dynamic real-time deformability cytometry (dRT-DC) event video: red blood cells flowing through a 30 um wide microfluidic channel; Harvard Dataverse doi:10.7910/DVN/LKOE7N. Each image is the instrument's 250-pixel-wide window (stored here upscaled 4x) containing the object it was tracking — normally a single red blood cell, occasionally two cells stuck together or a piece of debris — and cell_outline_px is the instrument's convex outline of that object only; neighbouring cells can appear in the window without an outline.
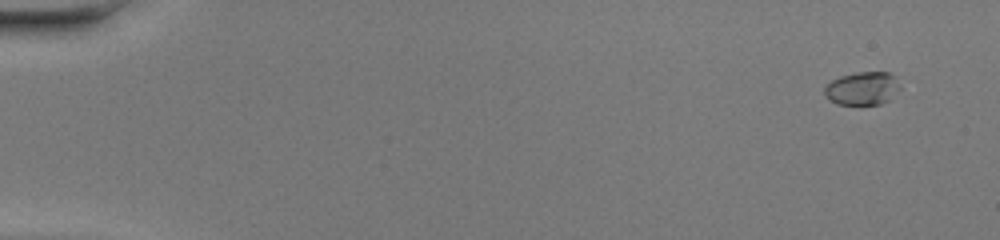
{"species": "common noctule bat (a hibernating species)", "species_latin": "Nyctalus noctula", "temperature_condition": "warm", "stored_images_in_passage": 17, "camera_frame_rate_fps": 3000, "um_per_image_px": 0.085, "animal": {"sex": "female", "body_mass_g": 20.0, "forearm_length_mm": 54.0}, "frame": {"image": 1, "passage_image": 4, "time_ms": 1.0, "image_size_px": [1000, 240], "cell_outline_px": [[900, 88], [888, 100], [880, 104], [860, 108], [836, 104], [828, 100], [824, 96], [824, 88], [832, 80], [840, 76], [856, 72], [888, 72], [896, 76]], "centroid_in_image_um": [73.26, 7.57], "position_along_channel_um": 11.7, "area_um2": 15.26}}